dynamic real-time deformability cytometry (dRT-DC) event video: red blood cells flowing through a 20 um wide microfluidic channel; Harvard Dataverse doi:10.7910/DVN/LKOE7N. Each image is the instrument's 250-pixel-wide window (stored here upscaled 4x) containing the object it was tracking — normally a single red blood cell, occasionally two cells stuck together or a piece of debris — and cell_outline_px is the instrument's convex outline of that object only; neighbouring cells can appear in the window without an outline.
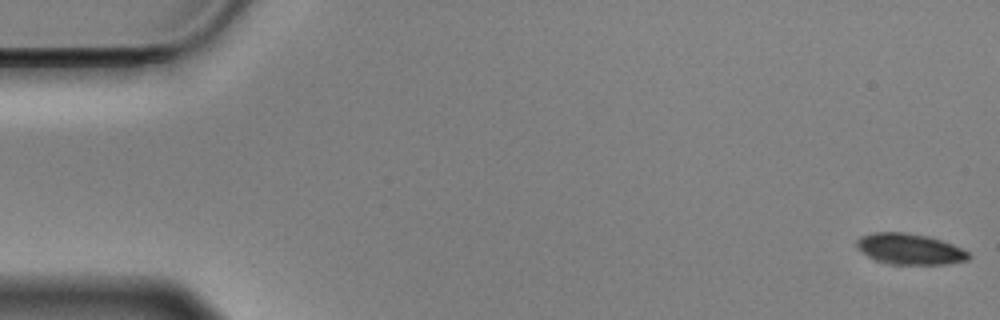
{"species": "Egyptian fruit bat (a non-hibernating species)", "species_latin": "Rousettus aegyptiacus", "temperature_condition": "cold", "stored_images_in_passage": 57, "camera_frame_rate_fps": 3000, "um_per_image_px": 0.085, "animal": {"sex": "male"}, "frame": {"image": 1, "passage_image": 1, "time_ms": 0.0, "image_size_px": [1000, 320], "cell_outline_px": [[972, 256], [968, 260], [948, 264], [892, 264], [876, 260], [860, 252], [856, 248], [856, 240], [860, 236], [872, 232], [904, 232], [928, 236], [952, 244], [968, 252]], "centroid_in_image_um": [77.3, 21.16], "position_along_channel_um": 7.7, "area_um2": 20.23}}
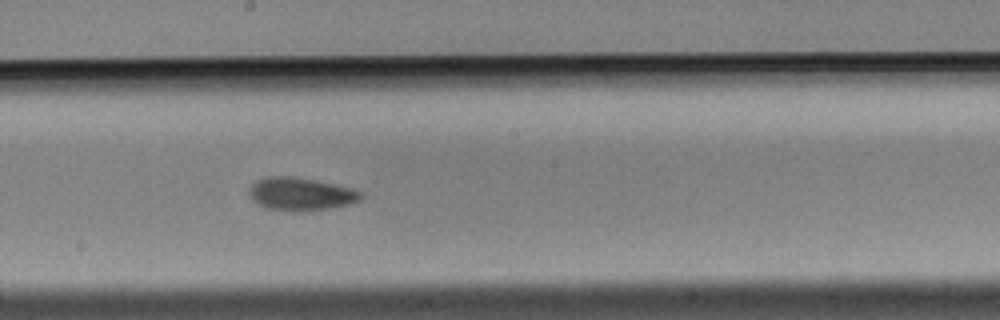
{"frame": {"image": 2, "passage_image": 31, "time_ms": 10.0, "image_size_px": [1000, 320], "cell_outline_px": [[364, 196], [360, 200], [352, 204], [328, 208], [300, 212], [296, 212], [268, 208], [252, 200], [248, 192], [248, 188], [256, 180], [268, 176], [292, 176], [316, 180], [352, 188], [364, 192]], "centroid_in_image_um": [25.59, 16.48], "position_along_channel_um": 222.6, "area_um2": 21.68}}
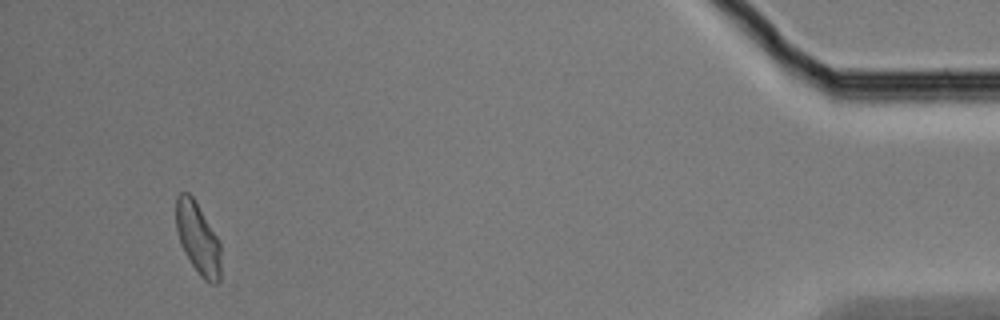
{"frame": {"image": 3, "passage_image": 54, "time_ms": 17.667, "image_size_px": [1000, 320], "cell_outline_px": [[220, 280], [216, 284], [212, 284], [204, 280], [200, 276], [184, 252], [180, 244], [176, 228], [176, 196], [180, 192], [188, 192], [192, 196], [220, 240]], "centroid_in_image_um": [16.82, 20.26], "position_along_channel_um": 418.4, "area_um2": 18.79}, "authors_computed_cell_mechanics": {"area_um2": 20.0566, "velocity_mm_per_s": 3.5073, "shape_relaxation_time_tau1_ms": 4.2337, "shape_relaxation_time_tau2_ms": 4.391, "deformation_change_tau1": 0.1115, "deformation_change_tau2": 0.0858}}